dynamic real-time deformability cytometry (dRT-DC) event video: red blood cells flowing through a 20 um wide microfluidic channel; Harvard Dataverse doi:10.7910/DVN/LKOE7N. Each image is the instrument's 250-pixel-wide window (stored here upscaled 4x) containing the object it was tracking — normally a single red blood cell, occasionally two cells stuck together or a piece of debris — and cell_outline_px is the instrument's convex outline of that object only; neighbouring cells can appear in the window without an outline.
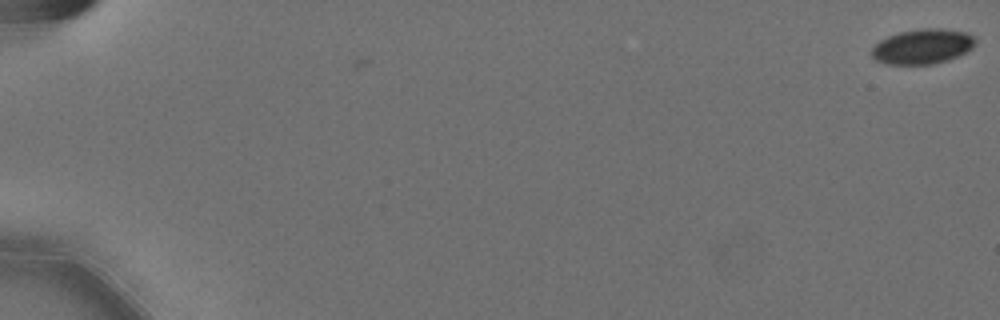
{"species": "Egyptian fruit bat (a non-hibernating species)", "species_latin": "Rousettus aegyptiacus", "temperature_condition": "cold", "stored_images_in_passage": 3, "camera_frame_rate_fps": 3000, "um_per_image_px": 0.085, "animal": {"sex": "female"}, "frame": {"image": 1, "passage_image": 3, "time_ms": 0.667, "image_size_px": [1000, 320], "cell_outline_px": [[976, 40], [972, 48], [948, 60], [932, 64], [888, 64], [876, 60], [872, 56], [872, 48], [880, 40], [888, 36], [900, 32], [920, 28], [940, 28], [964, 32], [972, 36]], "centroid_in_image_um": [78.39, 3.94], "position_along_channel_um": 6.6, "area_um2": 20.87}}